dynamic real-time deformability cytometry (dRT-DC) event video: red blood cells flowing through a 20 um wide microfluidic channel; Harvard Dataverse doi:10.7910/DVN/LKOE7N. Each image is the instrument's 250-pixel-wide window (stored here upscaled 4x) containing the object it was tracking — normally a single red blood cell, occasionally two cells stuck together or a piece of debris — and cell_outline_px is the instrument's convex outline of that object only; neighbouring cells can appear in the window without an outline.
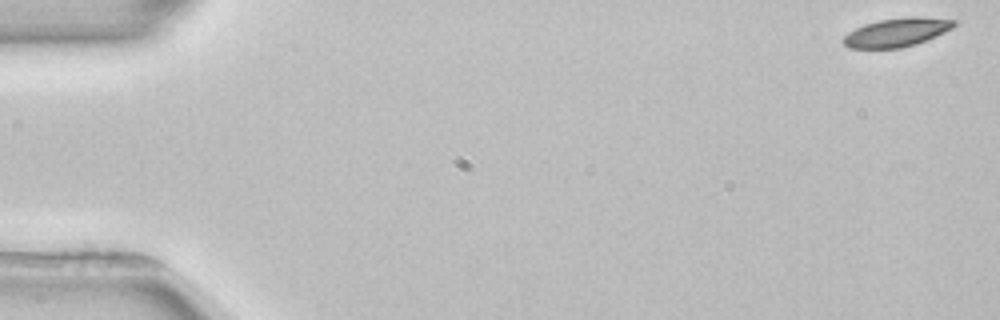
{"species": "common noctule bat (a hibernating species)", "species_latin": "Nyctalus noctula", "temperature_condition": "room temperature", "stored_images_in_passage": 5, "camera_frame_rate_fps": 3000, "um_per_image_px": 0.085, "animal": {"sex": "female", "body_mass_g": 22.7, "forearm_length_mm": 54.2}, "frame": {"image": 1, "passage_image": 1, "time_ms": 0.0, "image_size_px": [1000, 320], "cell_outline_px": [[956, 24], [952, 28], [944, 32], [916, 44], [900, 48], [848, 48], [840, 40], [848, 32], [864, 24], [880, 20], [908, 16], [920, 16], [956, 20]], "centroid_in_image_um": [76.2, 2.74], "position_along_channel_um": 8.8, "area_um2": 18.5}}
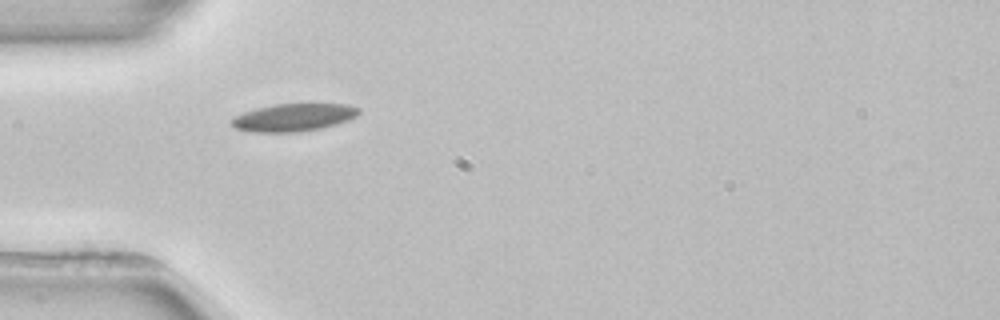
{"frame": {"image": 2, "passage_image": 5, "time_ms": 5.0, "image_size_px": [1000, 320], "cell_outline_px": [[360, 112], [356, 116], [348, 120], [336, 124], [320, 128], [300, 132], [252, 132], [236, 128], [228, 120], [232, 116], [256, 108], [276, 104], [344, 104], [360, 108]], "centroid_in_image_um": [24.92, 9.98], "position_along_channel_um": 60.1, "area_um2": 20.52}}